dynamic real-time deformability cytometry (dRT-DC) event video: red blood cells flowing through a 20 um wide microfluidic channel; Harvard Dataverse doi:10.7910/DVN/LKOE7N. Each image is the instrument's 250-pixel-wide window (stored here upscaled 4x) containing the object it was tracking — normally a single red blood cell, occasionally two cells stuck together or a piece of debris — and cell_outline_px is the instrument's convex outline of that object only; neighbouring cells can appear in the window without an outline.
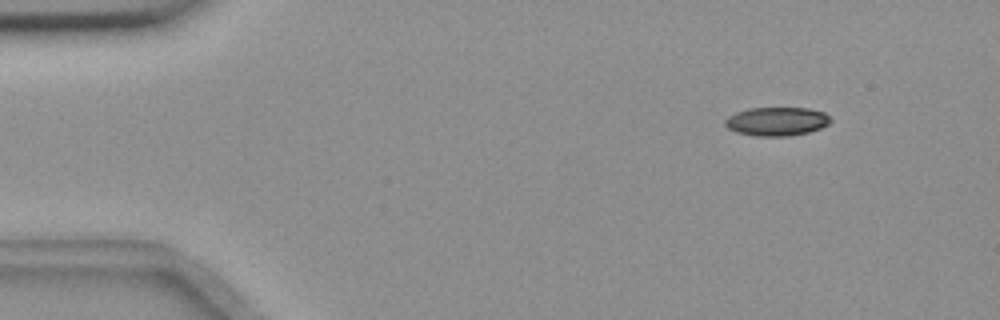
{"species": "common noctule bat (a hibernating species)", "species_latin": "Nyctalus noctula", "temperature_condition": "room temperature", "stored_images_in_passage": 50, "camera_frame_rate_fps": 3000, "um_per_image_px": 0.085, "animal": {"sex": "female", "body_mass_g": 18.4}, "frame": {"image": 1, "passage_image": 1, "time_ms": 0.0, "image_size_px": [1000, 320], "cell_outline_px": [[832, 120], [828, 124], [820, 128], [808, 132], [788, 136], [756, 136], [736, 132], [728, 128], [724, 124], [724, 120], [728, 116], [736, 112], [748, 108], [808, 108], [824, 112]], "centroid_in_image_um": [66.0, 10.32], "position_along_channel_um": 19.0, "area_um2": 17.63}}
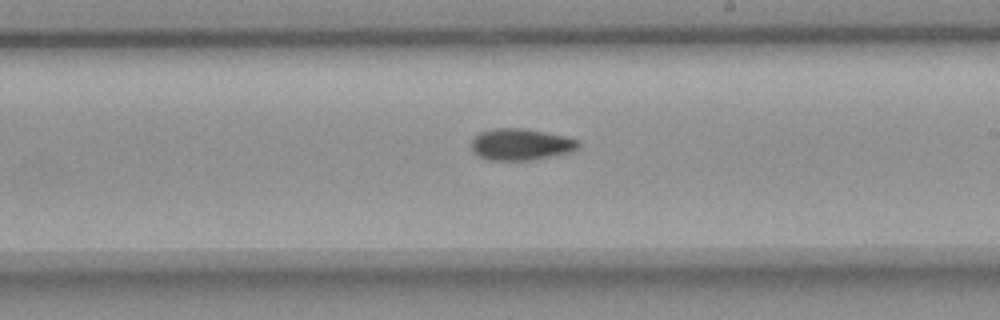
{"frame": {"image": 2, "passage_image": 27, "time_ms": 8.667, "image_size_px": [1000, 320], "cell_outline_px": [[580, 144], [576, 148], [568, 152], [532, 160], [488, 160], [480, 156], [472, 148], [472, 140], [476, 132], [492, 128], [524, 128], [564, 136], [576, 140]], "centroid_in_image_um": [44.2, 12.26], "position_along_channel_um": 244.8, "area_um2": 19.48}}
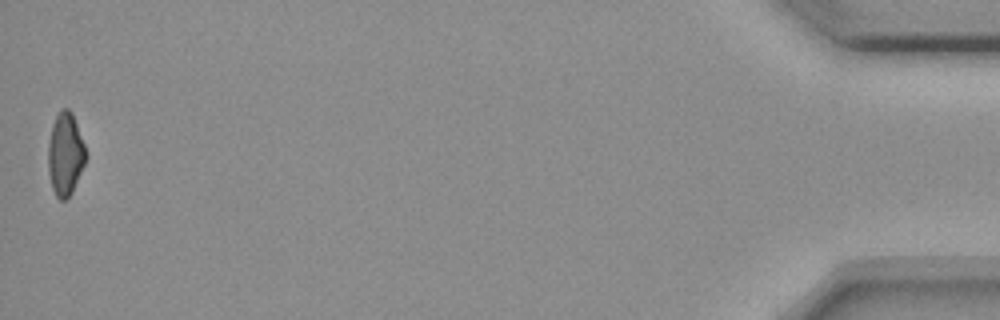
{"frame": {"image": 3, "passage_image": 50, "time_ms": 16.333, "image_size_px": [1000, 320], "cell_outline_px": [[88, 156], [72, 192], [64, 200], [60, 200], [56, 196], [52, 188], [48, 172], [48, 144], [52, 124], [60, 108], [68, 108], [72, 112], [84, 144]], "centroid_in_image_um": [5.55, 13.08], "position_along_channel_um": 429.7, "area_um2": 18.26}, "authors_computed_cell_mechanics": {"area_um2": 18.9006, "velocity_mm_per_s": 3.6581, "shape_relaxation_time_tau1_ms": 6.7844, "shape_relaxation_time_tau2_ms": null, "deformation_change_tau1": 0.1483, "deformation_change_tau2": null}}